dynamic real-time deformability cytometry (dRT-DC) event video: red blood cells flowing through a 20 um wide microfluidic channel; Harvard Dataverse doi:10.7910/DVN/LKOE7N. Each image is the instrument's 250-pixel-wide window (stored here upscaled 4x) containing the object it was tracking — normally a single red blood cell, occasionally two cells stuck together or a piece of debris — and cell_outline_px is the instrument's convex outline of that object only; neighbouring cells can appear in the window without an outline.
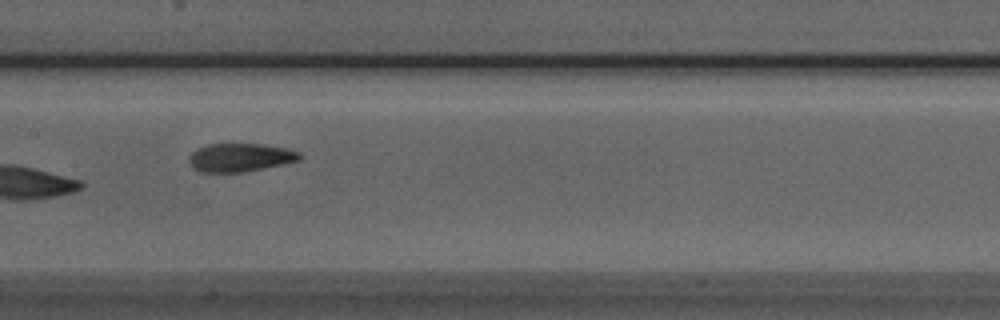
{"species": "Egyptian fruit bat (a non-hibernating species)", "species_latin": "Rousettus aegyptiacus", "temperature_condition": "room temperature", "stored_images_in_passage": 7, "camera_frame_rate_fps": 3000, "um_per_image_px": 0.085, "animal": {"sex": "male"}, "frame": {"image": 1, "passage_image": 7, "time_ms": 2.0, "image_size_px": [1000, 320], "cell_outline_px": [[304, 156], [300, 160], [240, 172], [200, 172], [188, 160], [188, 156], [196, 148], [208, 144], [260, 144], [288, 148], [300, 152]], "centroid_in_image_um": [20.42, 13.36], "position_along_channel_um": 187.0, "area_um2": 18.09}}